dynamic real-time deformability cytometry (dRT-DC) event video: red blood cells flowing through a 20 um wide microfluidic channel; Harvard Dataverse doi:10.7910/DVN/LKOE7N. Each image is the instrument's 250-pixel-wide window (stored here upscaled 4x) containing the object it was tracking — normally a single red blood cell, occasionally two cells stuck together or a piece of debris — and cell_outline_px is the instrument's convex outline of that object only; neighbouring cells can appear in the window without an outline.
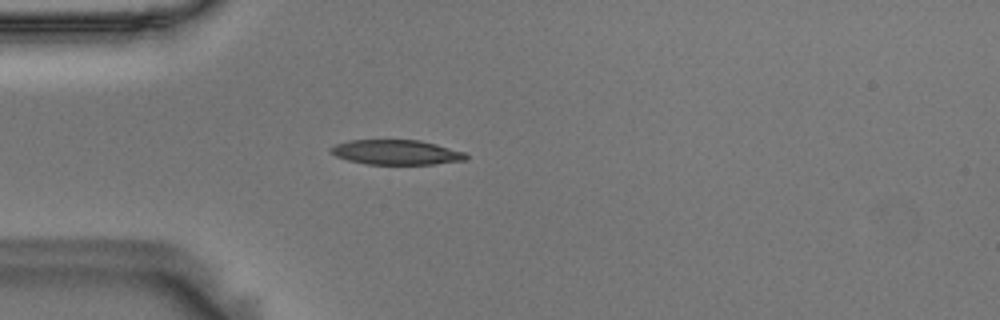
{"species": "Egyptian fruit bat (a non-hibernating species)", "species_latin": "Rousettus aegyptiacus", "temperature_condition": "room temperature", "stored_images_in_passage": 41, "camera_frame_rate_fps": 3000, "um_per_image_px": 0.085, "animal": {"sex": "male"}, "frame": {"image": 1, "passage_image": 1, "time_ms": 0.0, "image_size_px": [1000, 320], "cell_outline_px": [[468, 160], [432, 164], [368, 164], [348, 160], [336, 156], [328, 148], [336, 144], [348, 140], [420, 140], [436, 144], [464, 152], [468, 156]], "centroid_in_image_um": [33.69, 12.94], "position_along_channel_um": 51.3, "area_um2": 19.48}}
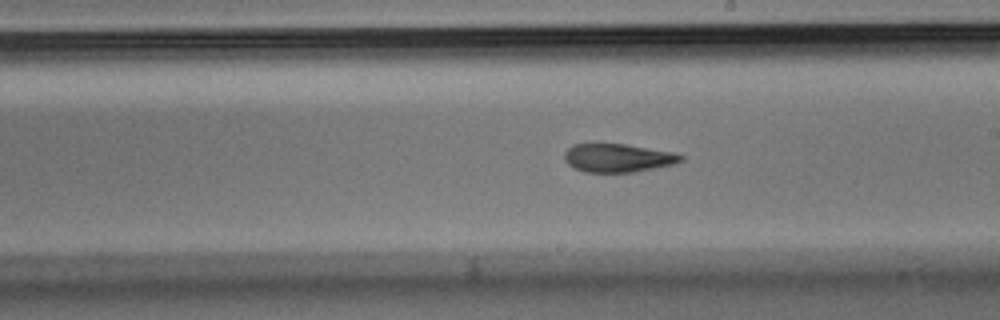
{"frame": {"image": 2, "passage_image": 17, "time_ms": 5.333, "image_size_px": [1000, 320], "cell_outline_px": [[684, 160], [676, 164], [632, 172], [584, 172], [572, 168], [564, 160], [564, 152], [572, 144], [624, 144], [672, 152], [684, 156]], "centroid_in_image_um": [52.5, 13.43], "position_along_channel_um": 236.5, "area_um2": 19.31}}
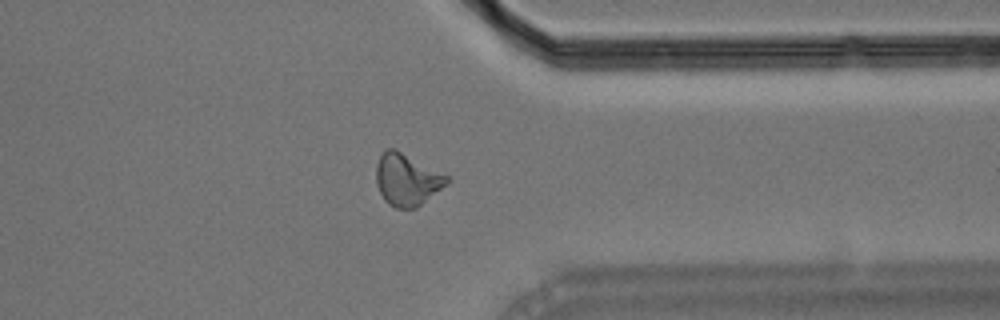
{"frame": {"image": 3, "passage_image": 29, "time_ms": 9.333, "image_size_px": [1000, 320], "cell_outline_px": [[452, 180], [448, 184], [416, 208], [396, 208], [388, 204], [384, 200], [376, 184], [376, 164], [384, 148], [396, 148], [448, 176]], "centroid_in_image_um": [34.58, 15.25], "position_along_channel_um": 376.8, "area_um2": 21.62}, "authors_computed_cell_mechanics": {"area_um2": 20.2878, "velocity_mm_per_s": 3.6266, "shape_relaxation_time_tau1_ms": null, "shape_relaxation_time_tau2_ms": 4.1453, "deformation_change_tau1": null, "deformation_change_tau2": 0.1305}}